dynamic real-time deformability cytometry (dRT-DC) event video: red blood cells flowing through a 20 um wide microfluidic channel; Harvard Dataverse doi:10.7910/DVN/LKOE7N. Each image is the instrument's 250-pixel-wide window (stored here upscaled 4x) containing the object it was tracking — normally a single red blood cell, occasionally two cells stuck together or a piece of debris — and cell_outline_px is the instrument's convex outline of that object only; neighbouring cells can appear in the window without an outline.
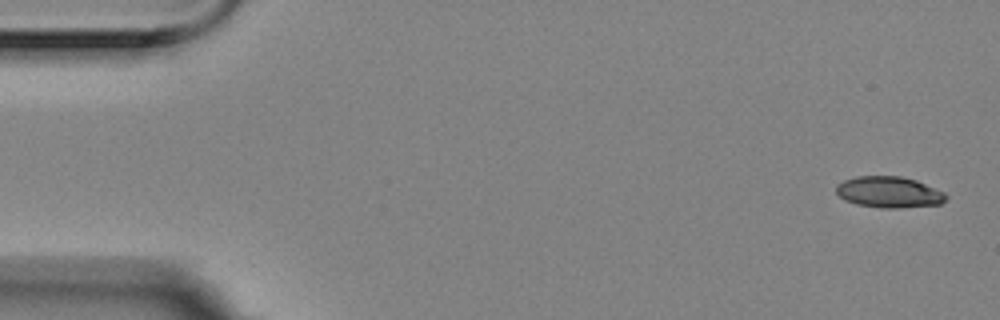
{"species": "Egyptian fruit bat (a non-hibernating species)", "species_latin": "Rousettus aegyptiacus", "temperature_condition": "room temperature", "stored_images_in_passage": 5, "camera_frame_rate_fps": 3000, "um_per_image_px": 0.085, "animal": {"sex": "female"}, "frame": {"image": 1, "passage_image": 1, "time_ms": 0.0, "image_size_px": [1000, 320], "cell_outline_px": [[948, 196], [940, 204], [900, 208], [880, 208], [856, 204], [844, 200], [836, 192], [836, 184], [844, 180], [856, 176], [900, 176], [916, 180], [944, 192]], "centroid_in_image_um": [75.54, 16.33], "position_along_channel_um": 9.5, "area_um2": 20.0}}
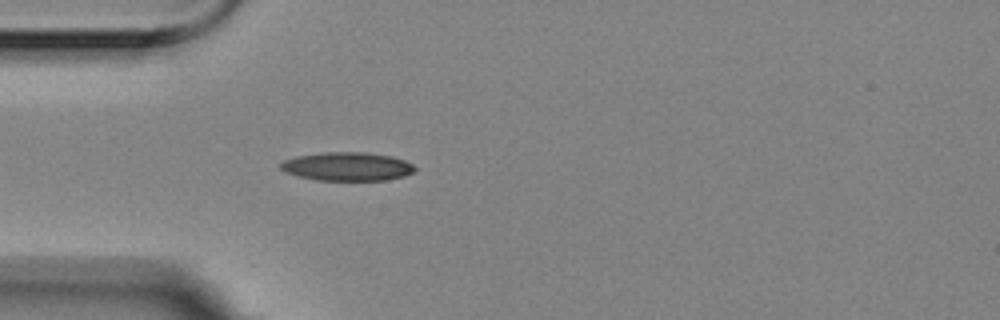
{"frame": {"image": 2, "passage_image": 5, "time_ms": 1.333, "image_size_px": [1000, 320], "cell_outline_px": [[416, 168], [412, 172], [404, 176], [384, 180], [316, 180], [284, 172], [280, 168], [280, 164], [284, 160], [296, 156], [324, 152], [368, 152], [392, 156], [404, 160], [412, 164]], "centroid_in_image_um": [29.51, 14.14], "position_along_channel_um": 55.5, "area_um2": 22.31}}